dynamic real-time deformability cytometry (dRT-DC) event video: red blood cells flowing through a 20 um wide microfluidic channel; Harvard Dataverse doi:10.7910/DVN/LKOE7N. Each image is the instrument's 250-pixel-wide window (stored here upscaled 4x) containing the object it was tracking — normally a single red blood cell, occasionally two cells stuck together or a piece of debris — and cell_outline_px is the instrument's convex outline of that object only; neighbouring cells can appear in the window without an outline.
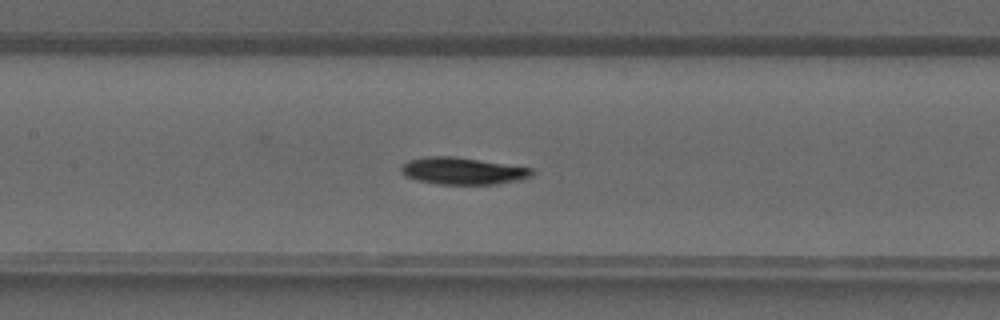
{"species": "common noctule bat (a hibernating species)", "species_latin": "Nyctalus noctula", "temperature_condition": "warm", "stored_images_in_passage": 40, "camera_frame_rate_fps": 3000, "um_per_image_px": 0.085, "animal": {"sex": "male", "forearm_length_mm": 52.5}, "frame": {"image": 1, "passage_image": 19, "time_ms": 6.0, "image_size_px": [1000, 320], "cell_outline_px": [[532, 176], [516, 180], [496, 184], [440, 184], [416, 180], [400, 172], [400, 164], [408, 160], [424, 156], [452, 156], [532, 168]], "centroid_in_image_um": [39.25, 14.52], "position_along_channel_um": 168.2, "area_um2": 20.4}}
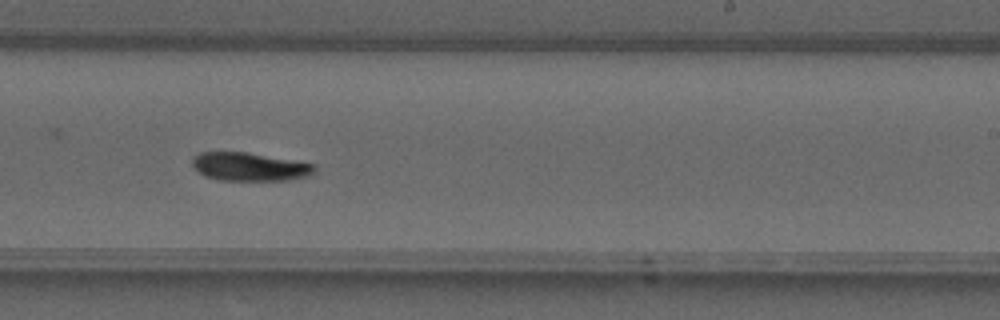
{"frame": {"image": 2, "passage_image": 25, "time_ms": 8.0, "image_size_px": [1000, 320], "cell_outline_px": [[316, 172], [308, 176], [292, 180], [220, 180], [204, 176], [192, 164], [192, 156], [200, 152], [248, 152], [316, 164]], "centroid_in_image_um": [21.25, 14.17], "position_along_channel_um": 267.7, "area_um2": 20.35}}
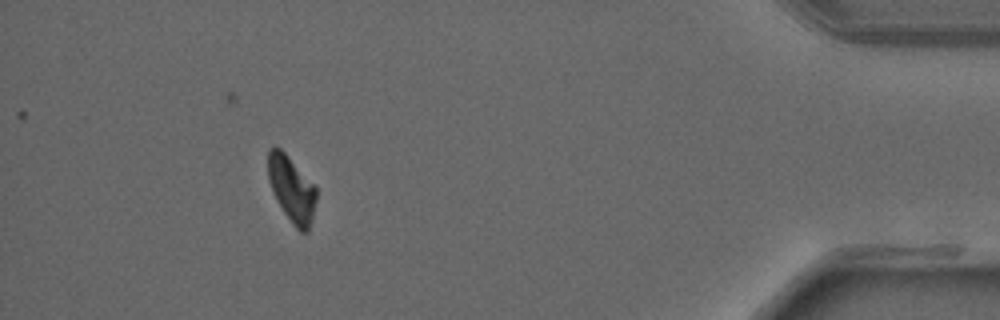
{"frame": {"image": 3, "passage_image": 37, "time_ms": 12.0, "image_size_px": [1000, 320], "cell_outline_px": [[316, 200], [308, 232], [300, 232], [292, 224], [276, 200], [268, 180], [268, 148], [280, 148], [288, 156], [316, 188]], "centroid_in_image_um": [24.77, 16.09], "position_along_channel_um": 410.4, "area_um2": 18.15}}